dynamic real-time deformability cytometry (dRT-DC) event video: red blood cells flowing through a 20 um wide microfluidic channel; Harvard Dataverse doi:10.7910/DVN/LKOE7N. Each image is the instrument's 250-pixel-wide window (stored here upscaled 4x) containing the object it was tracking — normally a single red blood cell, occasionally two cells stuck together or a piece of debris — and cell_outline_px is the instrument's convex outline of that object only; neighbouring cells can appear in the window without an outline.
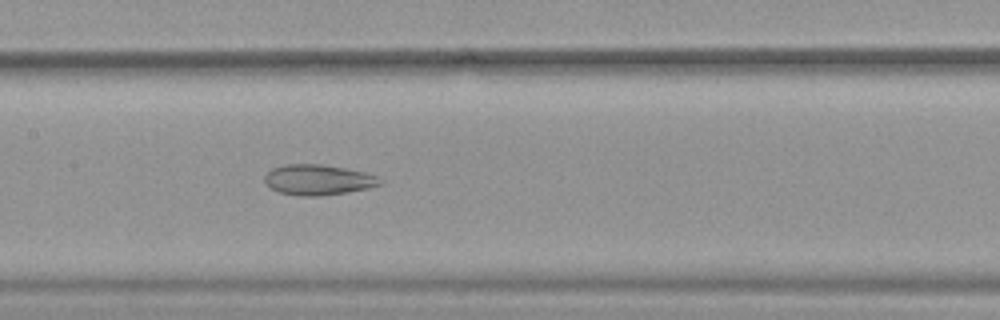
{"species": "common noctule bat (a hibernating species)", "species_latin": "Nyctalus noctula", "temperature_condition": "warm", "stored_images_in_passage": 52, "camera_frame_rate_fps": 3000, "um_per_image_px": 0.085, "animal": {"sex": "female", "body_mass_g": 19.9}, "frame": {"image": 1, "passage_image": 26, "time_ms": 8.333, "image_size_px": [1000, 320], "cell_outline_px": [[384, 184], [368, 188], [348, 192], [324, 196], [296, 196], [280, 192], [272, 188], [264, 180], [264, 176], [272, 168], [284, 164], [324, 164], [364, 172], [376, 176], [384, 180]], "centroid_in_image_um": [27.07, 15.29], "position_along_channel_um": 180.3, "area_um2": 20.63}}
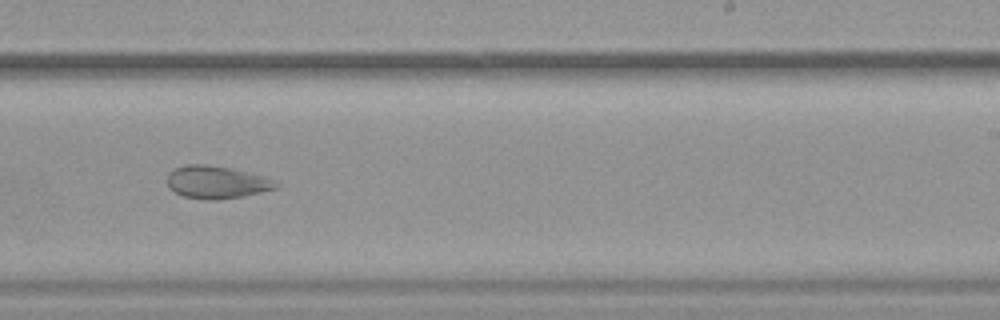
{"frame": {"image": 2, "passage_image": 33, "time_ms": 10.667, "image_size_px": [1000, 320], "cell_outline_px": [[280, 184], [276, 188], [244, 196], [220, 200], [204, 200], [184, 196], [168, 188], [168, 172], [176, 168], [188, 164], [208, 164], [248, 172], [264, 176]], "centroid_in_image_um": [18.4, 15.49], "position_along_channel_um": 270.6, "area_um2": 20.63}}
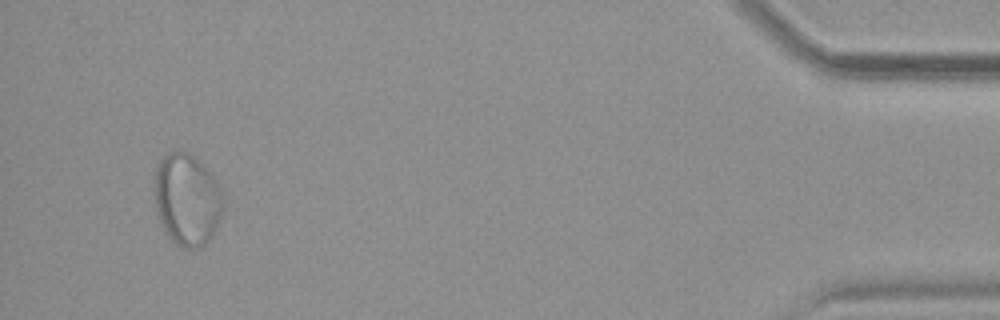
{"frame": {"image": 3, "passage_image": 50, "time_ms": 16.333, "image_size_px": [1000, 320], "cell_outline_px": [[224, 208], [220, 220], [212, 236], [204, 244], [196, 248], [184, 248], [176, 244], [164, 232], [156, 212], [152, 188], [156, 168], [160, 160], [164, 156], [172, 152], [188, 152], [200, 160], [212, 176], [224, 196]], "centroid_in_image_um": [15.88, 16.97], "position_along_channel_um": 419.3, "area_um2": 37.28}}